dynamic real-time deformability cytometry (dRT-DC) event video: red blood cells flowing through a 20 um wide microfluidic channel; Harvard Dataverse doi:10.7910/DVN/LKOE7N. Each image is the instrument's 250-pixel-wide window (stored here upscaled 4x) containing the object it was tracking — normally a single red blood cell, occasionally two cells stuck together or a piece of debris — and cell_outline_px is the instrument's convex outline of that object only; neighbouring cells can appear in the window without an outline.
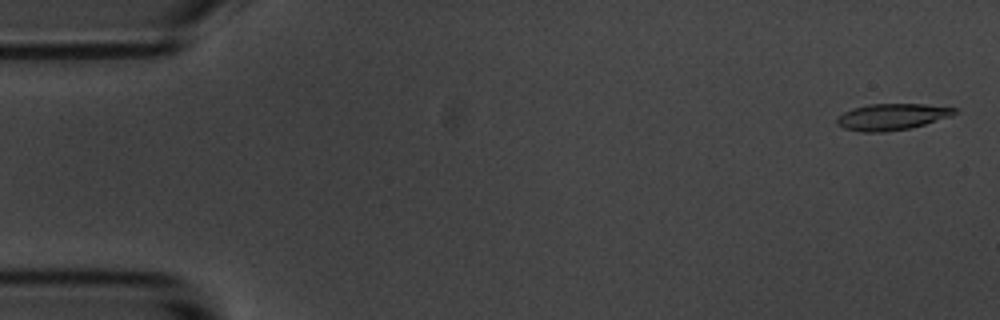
{"species": "common noctule bat (a hibernating species)", "species_latin": "Nyctalus noctula", "temperature_condition": "room temperature", "stored_images_in_passage": 5, "camera_frame_rate_fps": 3000, "um_per_image_px": 0.085, "animal": {"sex": "male", "body_mass_g": 20.1, "forearm_length_mm": 53.5}, "frame": {"image": 1, "passage_image": 1, "time_ms": 0.0, "image_size_px": [1000, 320], "cell_outline_px": [[960, 112], [952, 116], [912, 128], [884, 132], [860, 132], [844, 128], [836, 124], [836, 120], [844, 112], [852, 108], [868, 104], [924, 104], [956, 108]], "centroid_in_image_um": [75.84, 9.93], "position_along_channel_um": 9.2, "area_um2": 18.26}}
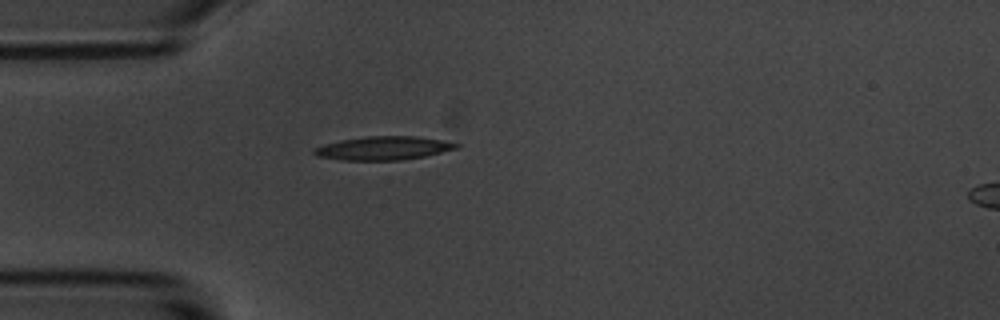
{"frame": {"image": 2, "passage_image": 5, "time_ms": 4.667, "image_size_px": [1000, 320], "cell_outline_px": [[460, 148], [424, 156], [400, 160], [340, 160], [316, 156], [312, 152], [316, 148], [324, 144], [340, 140], [368, 136], [416, 136], [444, 140], [460, 144]], "centroid_in_image_um": [32.61, 12.59], "position_along_channel_um": 52.4, "area_um2": 19.54}}